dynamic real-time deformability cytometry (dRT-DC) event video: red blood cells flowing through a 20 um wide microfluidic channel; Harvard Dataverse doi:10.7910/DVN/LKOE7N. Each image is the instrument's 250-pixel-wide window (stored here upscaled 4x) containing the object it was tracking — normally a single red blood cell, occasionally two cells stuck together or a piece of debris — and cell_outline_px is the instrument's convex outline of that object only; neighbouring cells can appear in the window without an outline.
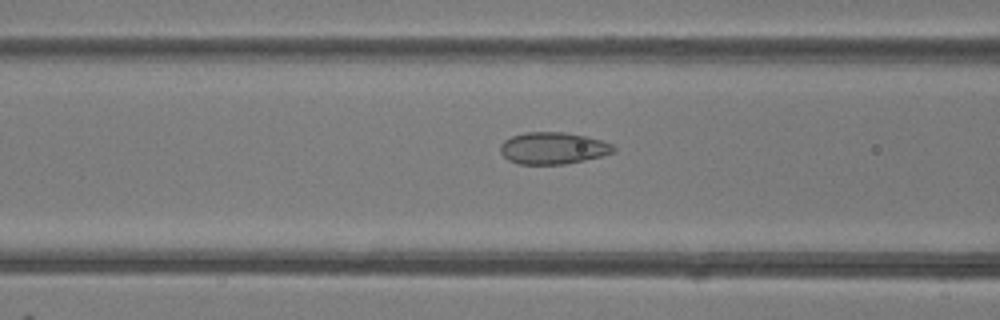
{"species": "common noctule bat (a hibernating species)", "species_latin": "Nyctalus noctula", "temperature_condition": "room temperature", "stored_images_in_passage": 38, "camera_frame_rate_fps": 3000, "um_per_image_px": 0.085, "animal": {"sex": "female"}, "frame": {"image": 1, "passage_image": 9, "time_ms": 2.667, "image_size_px": [1000, 320], "cell_outline_px": [[616, 152], [584, 160], [564, 164], [520, 164], [508, 160], [500, 152], [500, 144], [504, 140], [512, 136], [524, 132], [564, 132], [584, 136], [600, 140], [612, 144], [616, 148]], "centroid_in_image_um": [46.99, 12.59], "position_along_channel_um": 119.6, "area_um2": 20.98}}
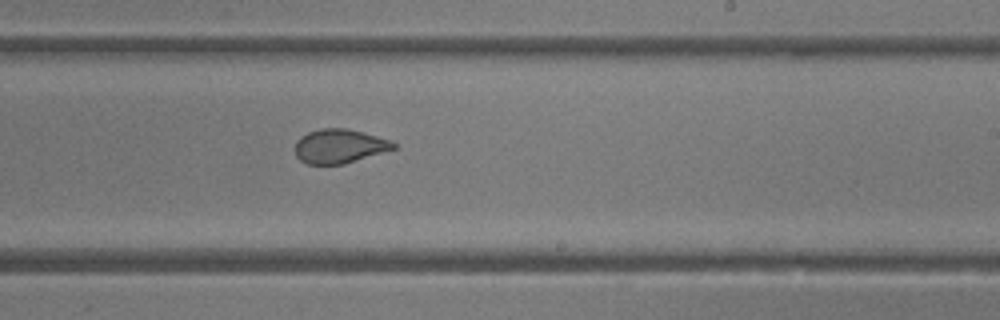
{"frame": {"image": 2, "passage_image": 19, "time_ms": 6.0, "image_size_px": [1000, 320], "cell_outline_px": [[396, 148], [344, 164], [308, 164], [300, 160], [296, 156], [296, 140], [300, 136], [308, 132], [320, 128], [344, 128], [364, 132], [392, 140], [396, 144]], "centroid_in_image_um": [28.85, 12.41], "position_along_channel_um": 260.1, "area_um2": 19.59}}
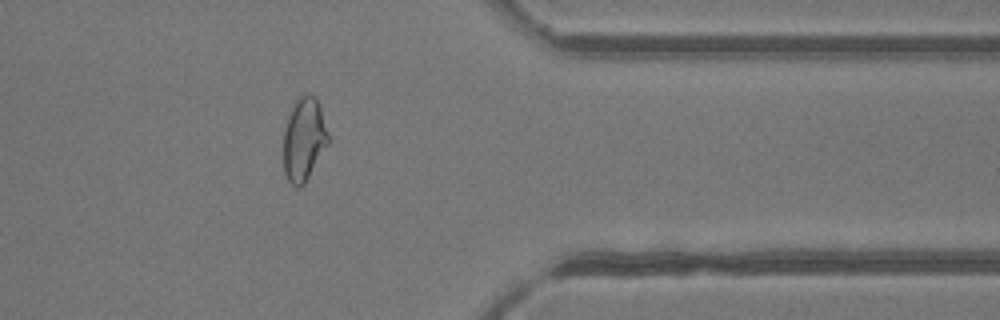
{"frame": {"image": 3, "passage_image": 29, "time_ms": 9.333, "image_size_px": [1000, 320], "cell_outline_px": [[328, 144], [304, 184], [300, 188], [296, 188], [288, 180], [284, 172], [284, 128], [288, 116], [296, 100], [300, 96], [308, 92], [316, 100], [320, 108], [328, 136]], "centroid_in_image_um": [25.81, 11.87], "position_along_channel_um": 385.6, "area_um2": 21.33}, "authors_computed_cell_mechanics": {"area_um2": 21.2704, "velocity_mm_per_s": 4.2142, "shape_relaxation_time_tau1_ms": null, "shape_relaxation_time_tau2_ms": 0.732, "deformation_change_tau1": null, "deformation_change_tau2": 0.0651}}